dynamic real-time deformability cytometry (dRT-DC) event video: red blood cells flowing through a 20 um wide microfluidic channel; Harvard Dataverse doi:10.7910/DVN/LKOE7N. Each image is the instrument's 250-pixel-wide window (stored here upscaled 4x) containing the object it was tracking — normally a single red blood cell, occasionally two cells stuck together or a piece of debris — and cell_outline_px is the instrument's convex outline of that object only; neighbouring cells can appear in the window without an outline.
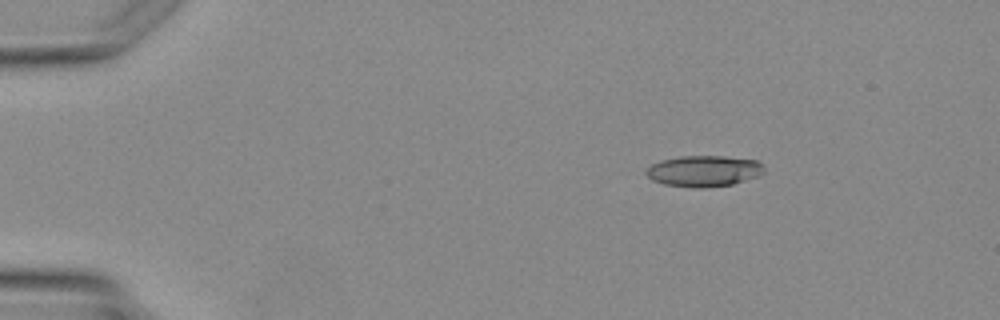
{"species": "Egyptian fruit bat (a non-hibernating species)", "species_latin": "Rousettus aegyptiacus", "temperature_condition": "warm", "stored_images_in_passage": 3, "camera_frame_rate_fps": 3000, "um_per_image_px": 0.085, "animal": {"sex": "female"}, "frame": {"image": 1, "passage_image": 1, "time_ms": 0.0, "image_size_px": [1000, 320], "cell_outline_px": [[764, 172], [756, 176], [732, 184], [704, 188], [692, 188], [664, 184], [652, 180], [644, 172], [652, 164], [660, 160], [680, 156], [724, 156], [756, 160], [764, 168]], "centroid_in_image_um": [59.78, 14.54], "position_along_channel_um": 25.2, "area_um2": 21.27}}
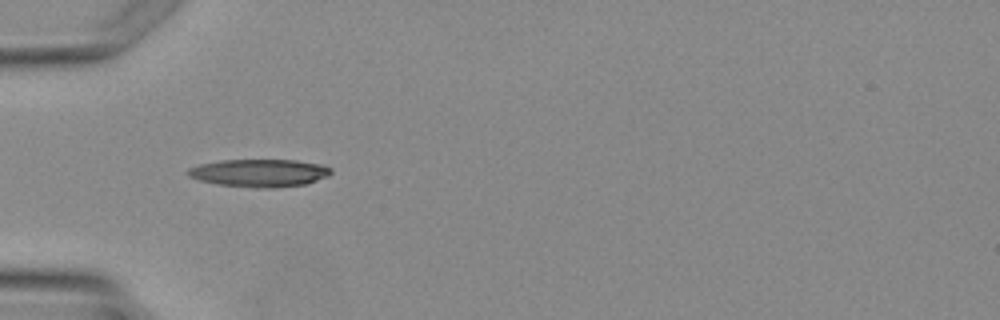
{"frame": {"image": 2, "passage_image": 3, "time_ms": 2.333, "image_size_px": [1000, 320], "cell_outline_px": [[332, 172], [328, 176], [304, 184], [276, 188], [252, 188], [216, 184], [200, 180], [188, 176], [184, 172], [188, 168], [200, 164], [220, 160], [296, 160], [324, 164], [332, 168]], "centroid_in_image_um": [22.04, 14.7], "position_along_channel_um": 63.0, "area_um2": 23.41}}